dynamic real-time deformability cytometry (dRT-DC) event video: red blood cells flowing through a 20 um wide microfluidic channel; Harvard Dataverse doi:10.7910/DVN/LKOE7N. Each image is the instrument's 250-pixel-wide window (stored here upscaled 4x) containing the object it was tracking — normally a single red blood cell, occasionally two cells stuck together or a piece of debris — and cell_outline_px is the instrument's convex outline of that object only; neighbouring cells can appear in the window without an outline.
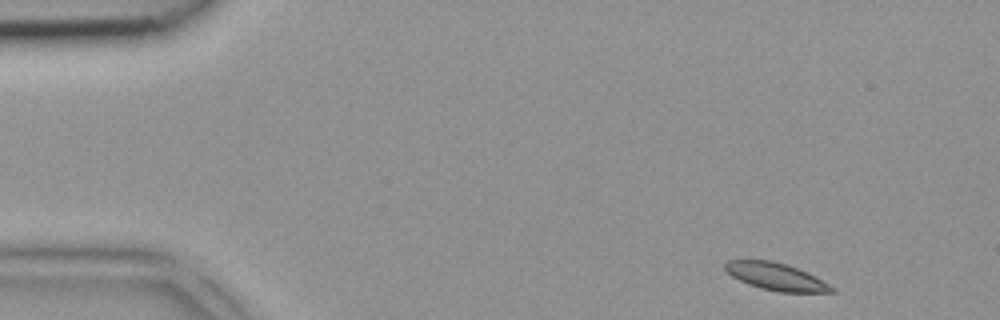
{"species": "common noctule bat (a hibernating species)", "species_latin": "Nyctalus noctula", "temperature_condition": "room temperature", "stored_images_in_passage": 4, "camera_frame_rate_fps": 3000, "um_per_image_px": 0.085, "animal": {"sex": "female", "body_mass_g": 18.4}, "frame": {"image": 1, "passage_image": 1, "time_ms": 0.0, "image_size_px": [1000, 320], "cell_outline_px": [[836, 292], [780, 292], [760, 288], [748, 284], [732, 276], [724, 268], [724, 264], [728, 260], [772, 260], [808, 272], [816, 276], [836, 288]], "centroid_in_image_um": [65.99, 23.51], "position_along_channel_um": 19.0, "area_um2": 16.94}}
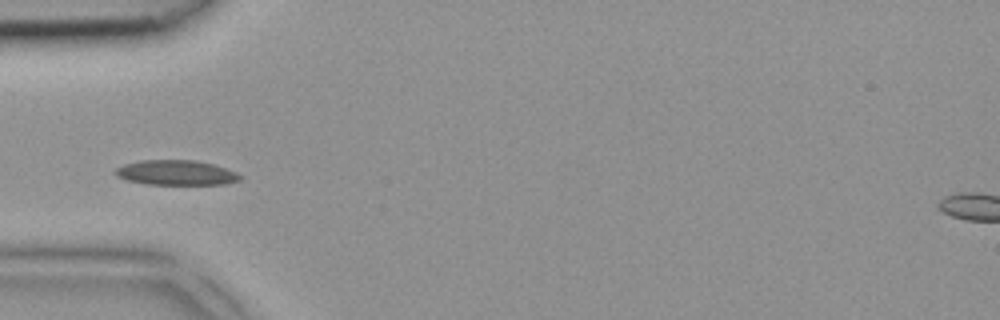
{"frame": {"image": 2, "passage_image": 4, "time_ms": 1.0, "image_size_px": [1000, 320], "cell_outline_px": [[244, 176], [240, 180], [224, 184], [148, 184], [128, 180], [116, 176], [112, 172], [116, 168], [124, 164], [140, 160], [196, 160], [212, 164], [236, 172]], "centroid_in_image_um": [14.96, 14.67], "position_along_channel_um": 70.0, "area_um2": 18.09}}